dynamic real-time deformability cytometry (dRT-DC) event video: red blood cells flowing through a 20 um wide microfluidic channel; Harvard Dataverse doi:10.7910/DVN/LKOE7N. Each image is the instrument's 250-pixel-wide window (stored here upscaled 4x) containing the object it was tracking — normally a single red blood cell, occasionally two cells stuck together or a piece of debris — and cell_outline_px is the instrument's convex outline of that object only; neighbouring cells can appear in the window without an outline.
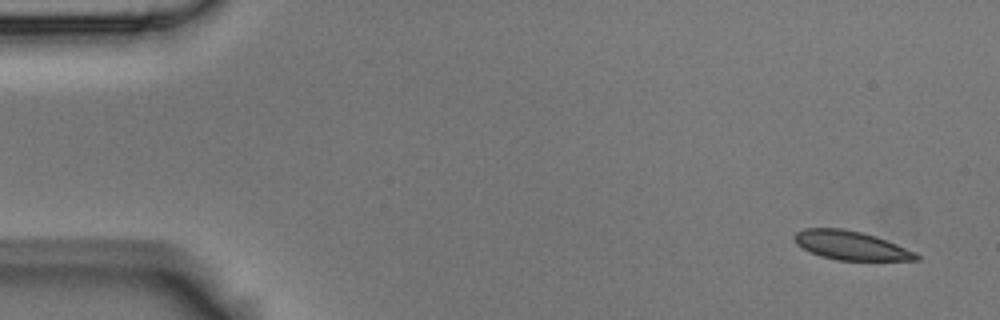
{"species": "Egyptian fruit bat (a non-hibernating species)", "species_latin": "Rousettus aegyptiacus", "temperature_condition": "room temperature", "stored_images_in_passage": 4, "camera_frame_rate_fps": 3000, "um_per_image_px": 0.085, "animal": {"sex": "male"}, "frame": {"image": 1, "passage_image": 1, "time_ms": 0.0, "image_size_px": [1000, 320], "cell_outline_px": [[920, 260], [836, 260], [820, 256], [796, 244], [792, 236], [796, 232], [804, 228], [844, 228], [876, 236], [916, 252], [920, 256]], "centroid_in_image_um": [72.31, 20.85], "position_along_channel_um": 12.7, "area_um2": 20.46}}